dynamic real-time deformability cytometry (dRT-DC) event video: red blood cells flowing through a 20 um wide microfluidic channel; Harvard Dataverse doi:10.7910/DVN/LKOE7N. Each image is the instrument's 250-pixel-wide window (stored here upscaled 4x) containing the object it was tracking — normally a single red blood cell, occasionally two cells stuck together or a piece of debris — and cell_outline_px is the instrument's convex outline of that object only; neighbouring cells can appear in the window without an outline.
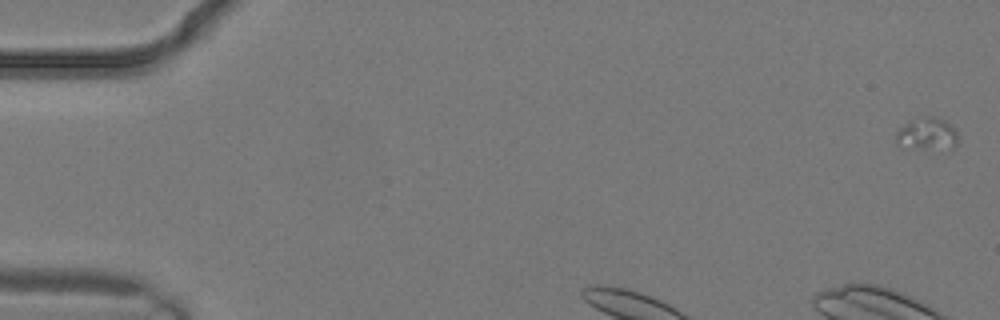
{"species": "common noctule bat (a hibernating species)", "species_latin": "Nyctalus noctula", "temperature_condition": "warm", "stored_images_in_passage": 5, "camera_frame_rate_fps": 3000, "um_per_image_px": 0.085, "animal": {"sex": "male", "body_mass_g": 19.2, "forearm_length_mm": 51.8}, "frame": {"image": 1, "passage_image": 1, "time_ms": 0.0, "image_size_px": [1000, 320], "cell_outline_px": [[956, 144], [952, 148], [912, 148], [896, 144], [896, 132], [908, 120], [924, 116], [932, 116], [944, 120], [952, 124], [956, 128]], "centroid_in_image_um": [78.79, 11.35], "position_along_channel_um": 6.2, "area_um2": 11.68}}
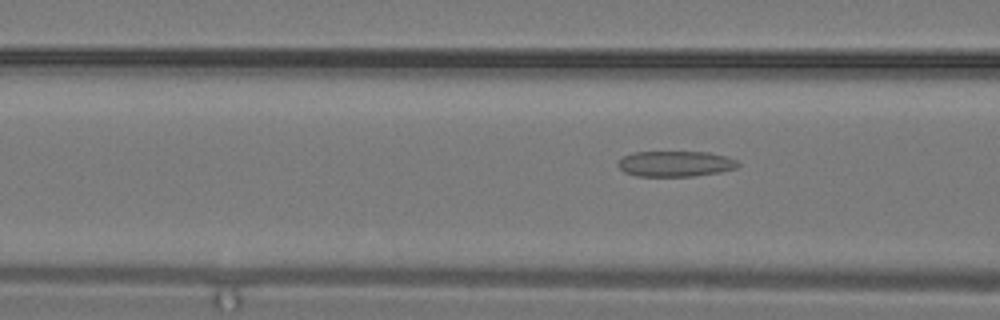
{"frame": {"image": 2, "passage_image": 5, "time_ms": 1.333, "image_size_px": [1000, 320], "cell_outline_px": [[740, 164], [736, 168], [720, 172], [692, 176], [636, 176], [624, 172], [616, 164], [624, 156], [632, 152], [708, 152], [724, 156], [736, 160]], "centroid_in_image_um": [57.39, 13.92], "position_along_channel_um": 109.2, "area_um2": 17.86}}